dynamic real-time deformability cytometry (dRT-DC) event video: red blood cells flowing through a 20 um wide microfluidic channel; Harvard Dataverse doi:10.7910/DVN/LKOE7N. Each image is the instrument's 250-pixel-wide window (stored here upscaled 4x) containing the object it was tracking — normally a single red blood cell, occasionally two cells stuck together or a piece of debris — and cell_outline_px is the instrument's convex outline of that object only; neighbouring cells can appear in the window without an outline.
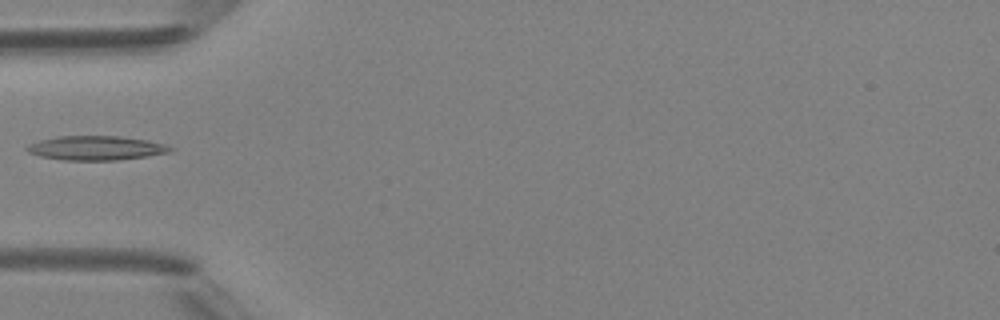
{"species": "Egyptian fruit bat (a non-hibernating species)", "species_latin": "Rousettus aegyptiacus", "temperature_condition": "room temperature", "stored_images_in_passage": 1, "camera_frame_rate_fps": 3000, "um_per_image_px": 0.085, "animal": {"sex": "female"}, "frame": {"image": 1, "passage_image": 1, "time_ms": 0.0, "image_size_px": [1000, 320], "cell_outline_px": [[172, 152], [148, 156], [120, 160], [64, 160], [40, 156], [28, 152], [24, 148], [28, 144], [40, 140], [56, 136], [120, 136], [148, 140], [164, 144], [172, 148]], "centroid_in_image_um": [8.16, 12.58], "position_along_channel_um": 76.8, "area_um2": 20.35}}